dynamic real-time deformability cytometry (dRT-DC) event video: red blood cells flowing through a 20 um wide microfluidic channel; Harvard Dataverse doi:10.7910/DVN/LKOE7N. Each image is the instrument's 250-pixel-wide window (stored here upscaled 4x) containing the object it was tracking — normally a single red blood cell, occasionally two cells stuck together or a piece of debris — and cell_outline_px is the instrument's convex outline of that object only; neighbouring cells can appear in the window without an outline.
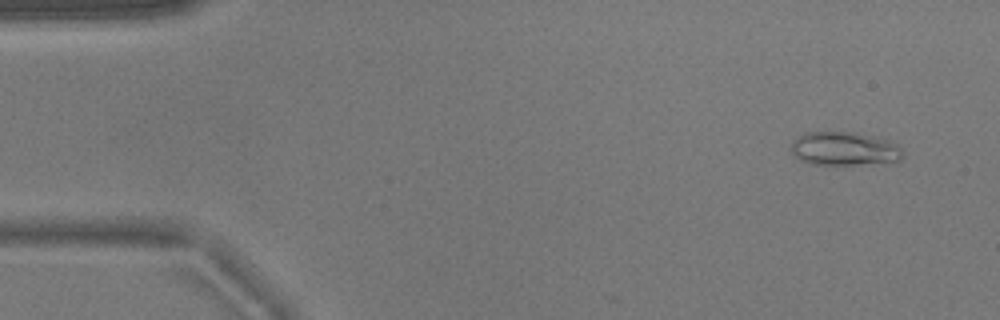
{"species": "common noctule bat (a hibernating species)", "species_latin": "Nyctalus noctula", "temperature_condition": "warm", "stored_images_in_passage": 7, "camera_frame_rate_fps": 3000, "um_per_image_px": 0.085, "animal": {"sex": "male", "body_mass_g": 17.9}, "frame": {"image": 1, "passage_image": 4, "time_ms": 1.0, "image_size_px": [1000, 320], "cell_outline_px": [[904, 156], [900, 160], [856, 164], [812, 164], [800, 160], [792, 152], [792, 140], [796, 136], [808, 132], [856, 132], [872, 136], [896, 144], [900, 148]], "centroid_in_image_um": [71.72, 12.63], "position_along_channel_um": 13.3, "area_um2": 21.5}}